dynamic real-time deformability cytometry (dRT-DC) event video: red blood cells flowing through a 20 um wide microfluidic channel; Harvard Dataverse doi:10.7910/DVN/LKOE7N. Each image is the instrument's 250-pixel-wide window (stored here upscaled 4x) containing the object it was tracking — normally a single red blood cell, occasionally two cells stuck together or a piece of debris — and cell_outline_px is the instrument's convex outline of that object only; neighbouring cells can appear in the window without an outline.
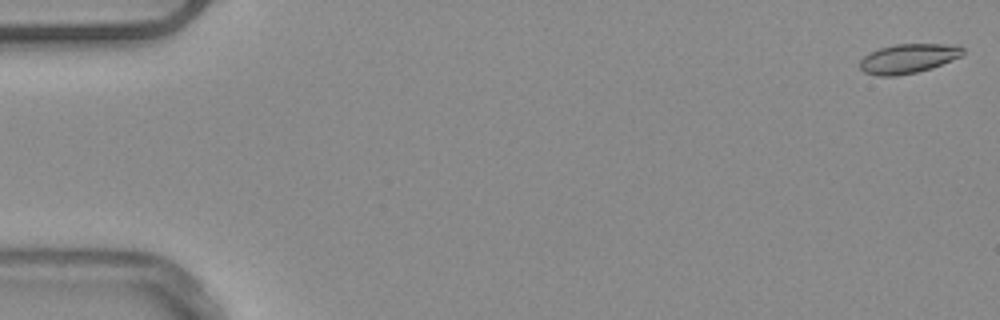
{"species": "common noctule bat (a hibernating species)", "species_latin": "Nyctalus noctula", "temperature_condition": "warm", "stored_images_in_passage": 10, "camera_frame_rate_fps": 3000, "um_per_image_px": 0.085, "animal": {"sex": "male", "body_mass_g": 20.4}, "frame": {"image": 1, "passage_image": 1, "time_ms": 0.0, "image_size_px": [1000, 320], "cell_outline_px": [[964, 56], [932, 68], [916, 72], [896, 76], [876, 76], [864, 72], [860, 68], [860, 60], [868, 52], [880, 48], [896, 44], [960, 44], [964, 48]], "centroid_in_image_um": [77.24, 4.97], "position_along_channel_um": 7.8, "area_um2": 17.98}}